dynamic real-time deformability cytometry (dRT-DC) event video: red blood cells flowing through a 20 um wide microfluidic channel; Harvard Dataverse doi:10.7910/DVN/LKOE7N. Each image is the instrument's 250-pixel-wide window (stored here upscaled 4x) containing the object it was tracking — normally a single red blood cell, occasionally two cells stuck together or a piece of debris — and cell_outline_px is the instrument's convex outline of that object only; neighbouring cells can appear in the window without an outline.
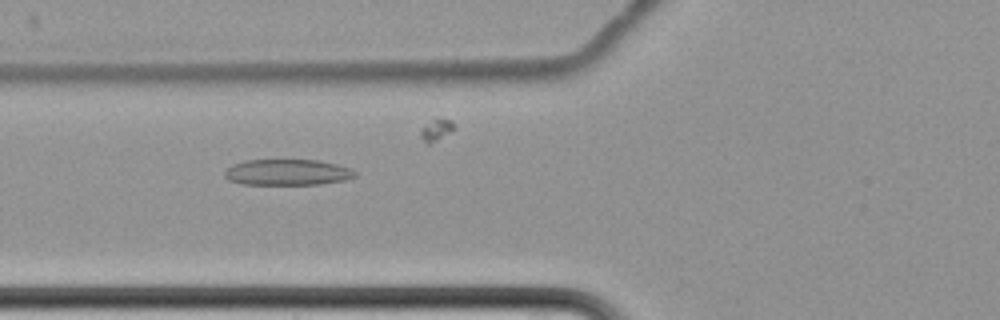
{"species": "common noctule bat (a hibernating species)", "species_latin": "Nyctalus noctula", "temperature_condition": "cold", "stored_images_in_passage": 11, "camera_frame_rate_fps": 3000, "um_per_image_px": 0.085, "animal": {"sex": "female", "body_mass_g": 22.7, "forearm_length_mm": 54.2}, "frame": {"image": 1, "passage_image": 7, "time_ms": 8.333, "image_size_px": [1000, 320], "cell_outline_px": [[356, 176], [344, 180], [320, 184], [244, 184], [228, 180], [224, 176], [224, 172], [232, 164], [244, 160], [320, 160], [352, 168], [356, 172]], "centroid_in_image_um": [24.43, 14.64], "position_along_channel_um": 101.4, "area_um2": 19.77}}
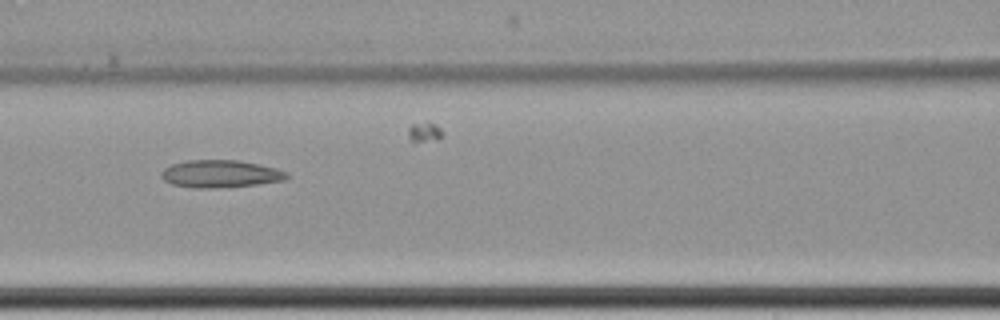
{"frame": {"image": 2, "passage_image": 8, "time_ms": 9.667, "image_size_px": [1000, 320], "cell_outline_px": [[288, 176], [284, 180], [256, 184], [216, 188], [192, 188], [172, 184], [164, 180], [160, 176], [160, 172], [164, 168], [172, 164], [188, 160], [236, 160], [276, 168], [288, 172]], "centroid_in_image_um": [18.69, 14.78], "position_along_channel_um": 147.9, "area_um2": 20.0}}
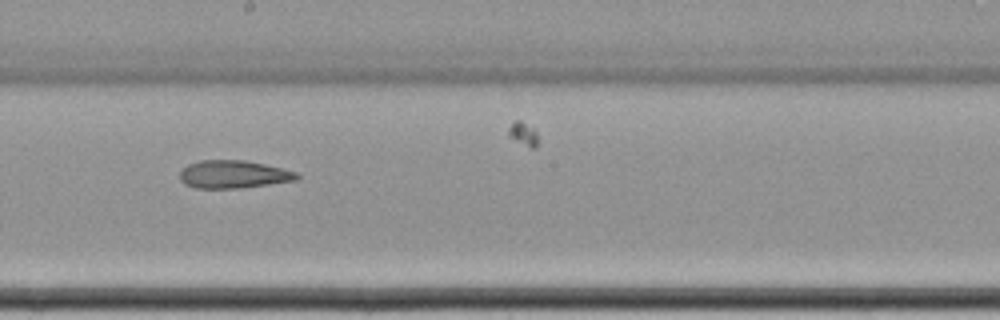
{"frame": {"image": 3, "passage_image": 10, "time_ms": 12.0, "image_size_px": [1000, 320], "cell_outline_px": [[300, 176], [296, 180], [240, 188], [196, 188], [184, 184], [180, 180], [180, 172], [188, 164], [200, 160], [244, 160], [264, 164], [296, 172]], "centroid_in_image_um": [19.81, 14.82], "position_along_channel_um": 228.4, "area_um2": 18.84}}